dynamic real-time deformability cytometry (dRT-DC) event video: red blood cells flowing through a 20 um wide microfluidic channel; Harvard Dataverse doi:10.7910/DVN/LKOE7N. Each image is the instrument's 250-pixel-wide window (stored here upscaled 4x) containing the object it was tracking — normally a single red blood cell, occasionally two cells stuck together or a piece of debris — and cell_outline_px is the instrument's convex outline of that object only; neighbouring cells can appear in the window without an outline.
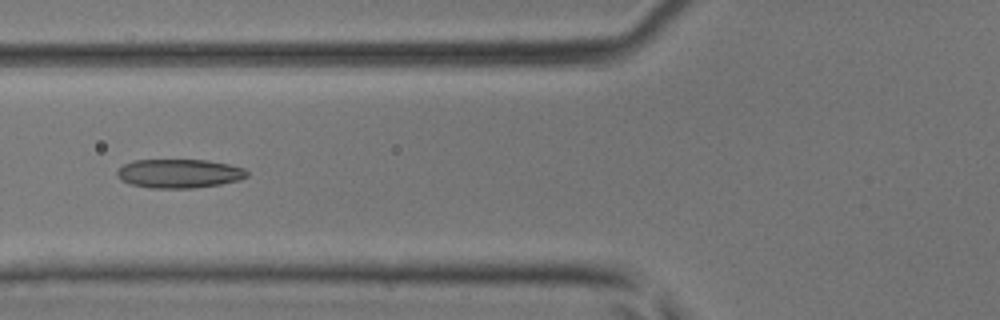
{"species": "common noctule bat (a hibernating species)", "species_latin": "Nyctalus noctula", "temperature_condition": "room temperature", "stored_images_in_passage": 31, "camera_frame_rate_fps": 3000, "um_per_image_px": 0.085, "animal": {"sex": "male", "body_mass_g": 17.9, "forearm_length_mm": 54.2}, "frame": {"image": 1, "passage_image": 4, "time_ms": 1.0, "image_size_px": [1000, 320], "cell_outline_px": [[248, 176], [240, 180], [220, 184], [192, 188], [152, 188], [132, 184], [120, 180], [116, 176], [116, 172], [124, 164], [132, 160], [208, 160], [228, 164], [244, 168], [248, 172]], "centroid_in_image_um": [15.23, 14.74], "position_along_channel_um": 110.6, "area_um2": 21.91}}
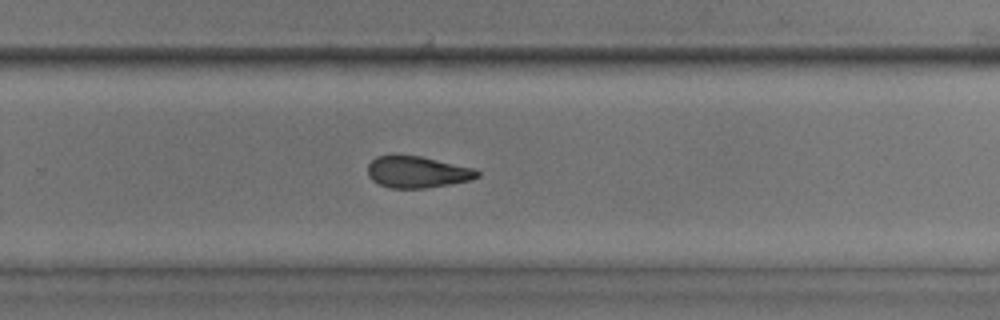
{"frame": {"image": 2, "passage_image": 16, "time_ms": 5.0, "image_size_px": [1000, 320], "cell_outline_px": [[480, 176], [472, 180], [424, 188], [388, 188], [372, 180], [368, 176], [368, 164], [376, 156], [392, 152], [420, 156], [476, 168], [480, 172]], "centroid_in_image_um": [35.44, 14.58], "position_along_channel_um": 294.4, "area_um2": 20.75}}
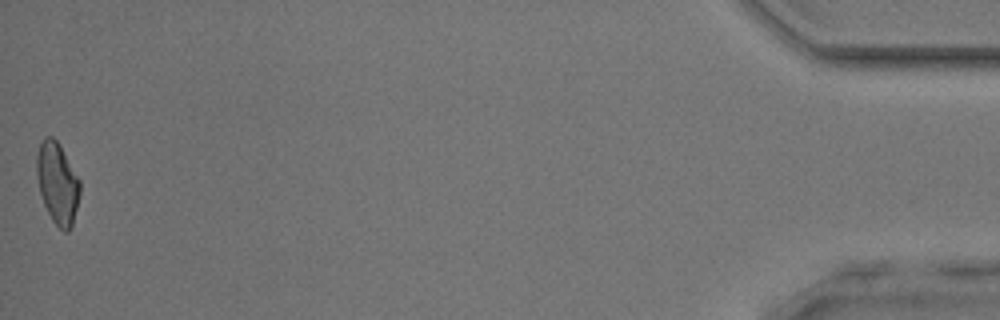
{"frame": {"image": 3, "passage_image": 31, "time_ms": 10.0, "image_size_px": [1000, 320], "cell_outline_px": [[80, 192], [72, 224], [68, 232], [64, 232], [52, 220], [44, 204], [40, 192], [36, 176], [36, 156], [40, 144], [44, 136], [52, 136], [60, 144], [80, 180]], "centroid_in_image_um": [4.87, 15.53], "position_along_channel_um": 430.3, "area_um2": 20.46}}